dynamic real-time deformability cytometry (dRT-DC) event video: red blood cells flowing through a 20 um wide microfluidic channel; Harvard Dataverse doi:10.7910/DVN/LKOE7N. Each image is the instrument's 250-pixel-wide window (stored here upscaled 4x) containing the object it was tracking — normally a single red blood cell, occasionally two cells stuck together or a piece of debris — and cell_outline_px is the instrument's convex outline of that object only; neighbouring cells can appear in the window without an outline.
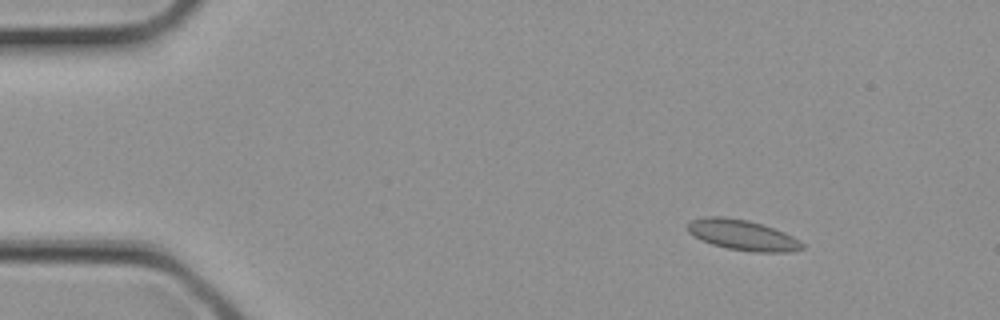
{"species": "common noctule bat (a hibernating species)", "species_latin": "Nyctalus noctula", "temperature_condition": "cold", "stored_images_in_passage": 3, "camera_frame_rate_fps": 3000, "um_per_image_px": 0.085, "animal": {"sex": "female", "body_mass_g": 21.9}, "frame": {"image": 1, "passage_image": 2, "time_ms": 0.333, "image_size_px": [1000, 320], "cell_outline_px": [[804, 248], [788, 252], [756, 252], [728, 248], [712, 244], [688, 232], [688, 224], [692, 220], [704, 216], [724, 216], [748, 220], [784, 232], [800, 240], [804, 244]], "centroid_in_image_um": [63.14, 19.97], "position_along_channel_um": 21.9, "area_um2": 20.06}}